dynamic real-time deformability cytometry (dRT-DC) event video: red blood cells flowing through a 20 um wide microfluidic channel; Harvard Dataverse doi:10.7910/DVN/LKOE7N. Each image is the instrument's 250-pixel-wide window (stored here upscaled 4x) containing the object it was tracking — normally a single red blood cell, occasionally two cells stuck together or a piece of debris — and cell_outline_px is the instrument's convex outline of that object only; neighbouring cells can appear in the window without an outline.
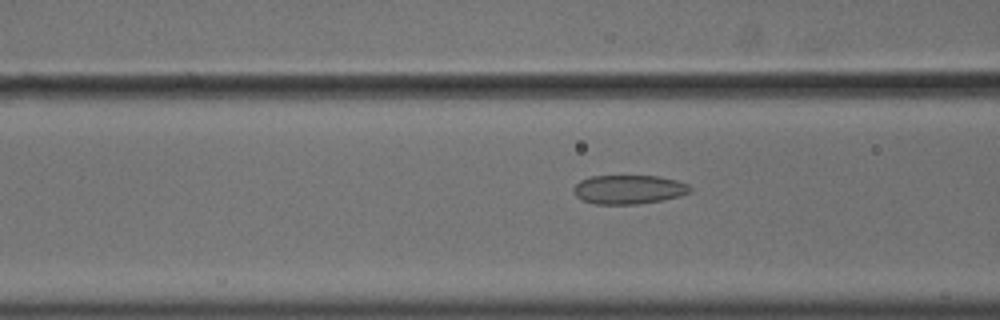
{"species": "common noctule bat (a hibernating species)", "species_latin": "Nyctalus noctula", "temperature_condition": "cold", "stored_images_in_passage": 53, "camera_frame_rate_fps": 3000, "um_per_image_px": 0.085, "animal": {"sex": "male", "body_mass_g": 18.8}, "frame": {"image": 1, "passage_image": 20, "time_ms": 6.333, "image_size_px": [1000, 320], "cell_outline_px": [[692, 192], [680, 196], [660, 200], [636, 204], [596, 204], [584, 200], [576, 196], [572, 188], [580, 180], [588, 176], [656, 176], [676, 180], [688, 184], [692, 188]], "centroid_in_image_um": [53.44, 16.1], "position_along_channel_um": 113.2, "area_um2": 19.65}}
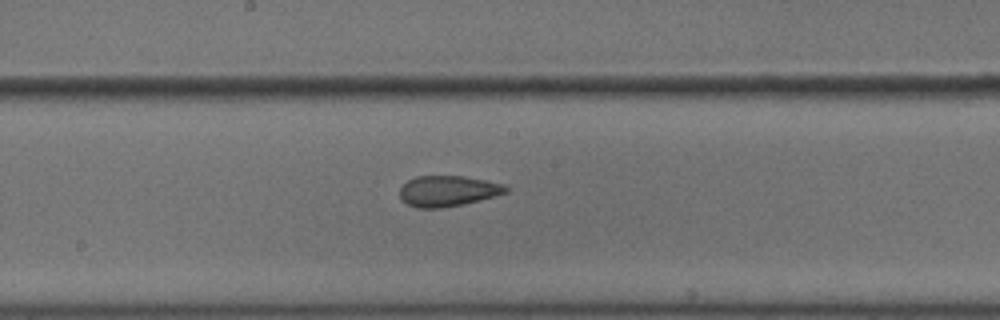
{"frame": {"image": 2, "passage_image": 28, "time_ms": 9.0, "image_size_px": [1000, 320], "cell_outline_px": [[508, 192], [464, 204], [440, 208], [416, 208], [400, 200], [400, 188], [408, 180], [416, 176], [464, 176], [488, 180], [504, 184], [508, 188]], "centroid_in_image_um": [38.06, 16.23], "position_along_channel_um": 210.1, "area_um2": 19.07}}
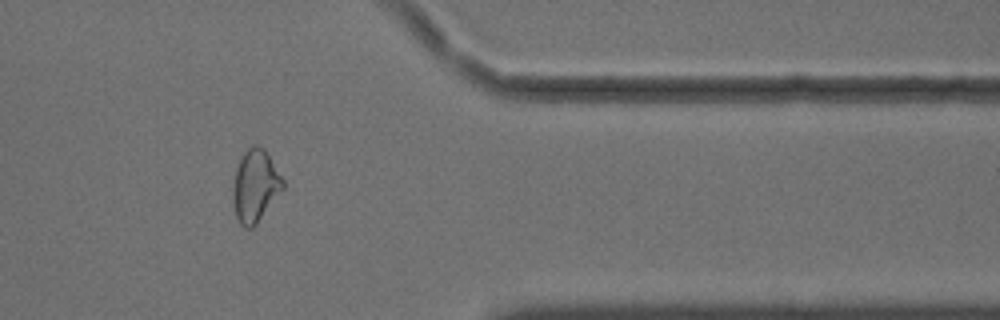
{"frame": {"image": 3, "passage_image": 44, "time_ms": 14.333, "image_size_px": [1000, 320], "cell_outline_px": [[284, 188], [256, 224], [252, 228], [244, 228], [240, 224], [236, 216], [232, 196], [232, 188], [236, 168], [244, 152], [252, 144], [256, 144], [264, 148], [284, 180]], "centroid_in_image_um": [21.69, 15.79], "position_along_channel_um": 389.7, "area_um2": 20.98}, "authors_computed_cell_mechanics": {"area_um2": 20.7502, "velocity_mm_per_s": 3.6191, "shape_relaxation_time_tau1_ms": null, "shape_relaxation_time_tau2_ms": 1.9003, "deformation_change_tau1": null, "deformation_change_tau2": 0.0781}}